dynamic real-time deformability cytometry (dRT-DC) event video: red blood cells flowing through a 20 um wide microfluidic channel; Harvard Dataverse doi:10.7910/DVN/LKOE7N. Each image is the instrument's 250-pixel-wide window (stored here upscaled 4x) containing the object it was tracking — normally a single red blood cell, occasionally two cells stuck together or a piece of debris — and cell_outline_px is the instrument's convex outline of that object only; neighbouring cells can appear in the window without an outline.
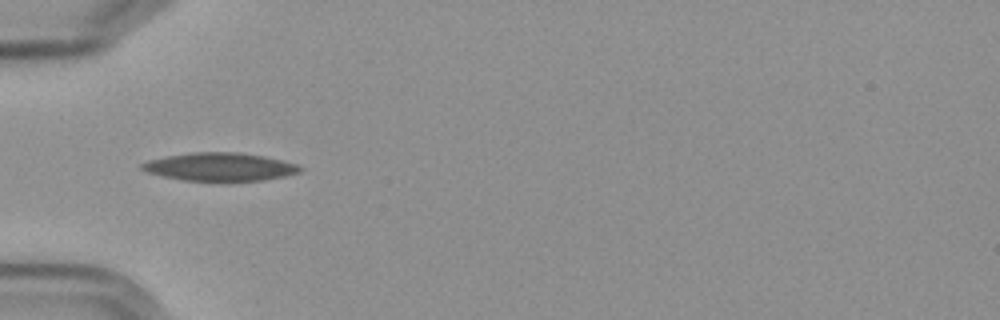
{"species": "Egyptian fruit bat (a non-hibernating species)", "species_latin": "Rousettus aegyptiacus", "temperature_condition": "cold", "stored_images_in_passage": 25, "camera_frame_rate_fps": 3000, "um_per_image_px": 0.085, "frame": {"image": 1, "passage_image": 1, "time_ms": 0.0, "image_size_px": [1000, 320], "cell_outline_px": [[300, 172], [284, 176], [264, 180], [184, 180], [164, 176], [148, 172], [140, 168], [140, 164], [148, 160], [168, 156], [192, 152], [240, 152], [264, 156], [296, 164], [300, 168]], "centroid_in_image_um": [18.67, 14.17], "position_along_channel_um": 66.3, "area_um2": 25.43}}
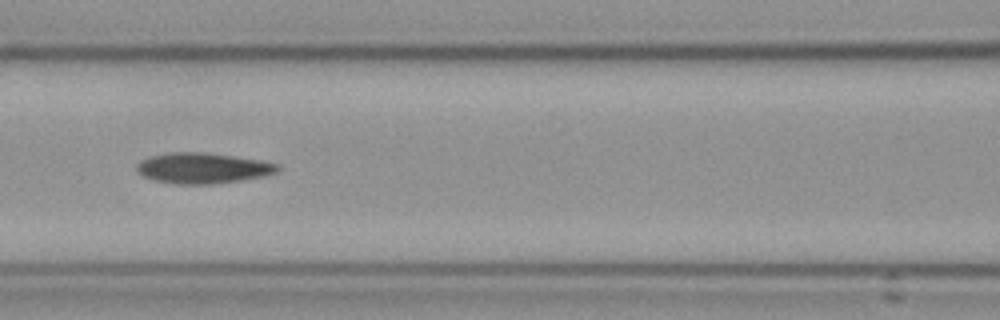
{"frame": {"image": 2, "passage_image": 8, "time_ms": 2.333, "image_size_px": [1000, 320], "cell_outline_px": [[280, 168], [276, 172], [264, 176], [240, 180], [212, 184], [176, 184], [152, 180], [136, 172], [136, 164], [140, 160], [152, 156], [172, 152], [200, 152], [232, 156], [260, 160], [280, 164]], "centroid_in_image_um": [17.21, 14.29], "position_along_channel_um": 149.4, "area_um2": 25.09}}
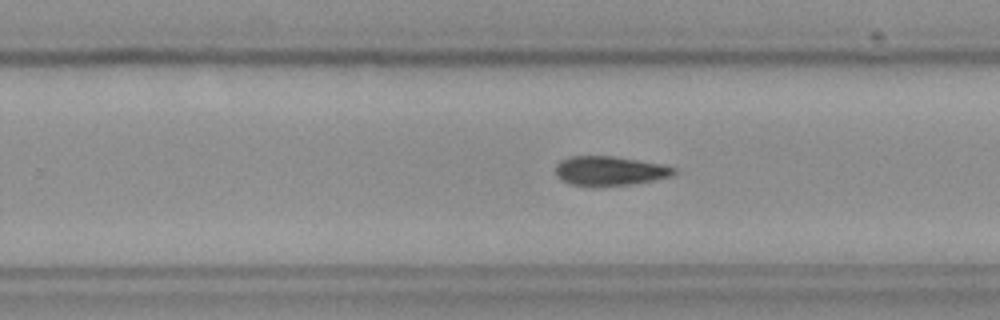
{"frame": {"image": 3, "passage_image": 15, "time_ms": 4.667, "image_size_px": [1000, 320], "cell_outline_px": [[676, 172], [672, 176], [632, 184], [596, 188], [592, 188], [568, 184], [560, 180], [556, 176], [556, 164], [560, 160], [568, 156], [612, 156], [664, 164], [676, 168]], "centroid_in_image_um": [51.77, 14.55], "position_along_channel_um": 278.0, "area_um2": 20.87}}